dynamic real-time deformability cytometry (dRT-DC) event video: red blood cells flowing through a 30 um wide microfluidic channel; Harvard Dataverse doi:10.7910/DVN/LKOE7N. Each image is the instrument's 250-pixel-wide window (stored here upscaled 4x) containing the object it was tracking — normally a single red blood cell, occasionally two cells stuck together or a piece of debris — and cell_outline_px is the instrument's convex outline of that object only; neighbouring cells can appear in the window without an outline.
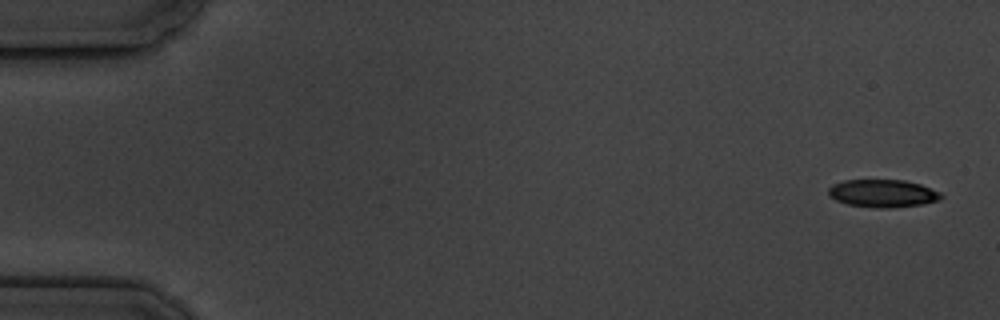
{"species": "common noctule bat (a hibernating species)", "species_latin": "Nyctalus noctula", "temperature_condition": "cold", "stored_images_in_passage": 6, "segment_of_instrument_passage": [1, 2], "camera_frame_rate_fps": 3000, "um_per_image_px": 0.085, "animal": {"sex": "male", "body_mass_g": 19.5, "forearm_length_mm": 54.6}, "frame": {"image": 1, "passage_image": 1, "time_ms": 0.0, "image_size_px": [1000, 320], "cell_outline_px": [[944, 196], [940, 200], [924, 204], [888, 208], [876, 208], [848, 204], [836, 200], [828, 196], [828, 188], [832, 184], [844, 180], [904, 180], [920, 184], [940, 192]], "centroid_in_image_um": [75.03, 16.44], "position_along_channel_um": 10.0, "area_um2": 18.32}}
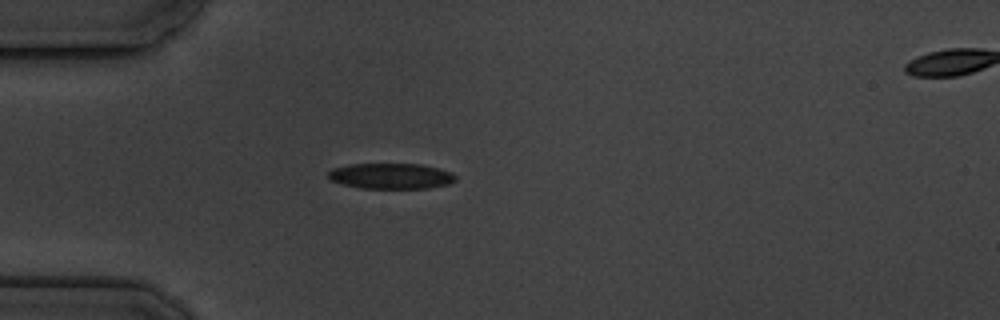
{"frame": {"image": 2, "passage_image": 5, "time_ms": 4.667, "image_size_px": [1000, 320], "cell_outline_px": [[456, 180], [448, 184], [428, 188], [360, 188], [344, 184], [332, 180], [328, 176], [328, 172], [332, 168], [348, 164], [420, 164], [440, 168], [452, 172], [456, 176]], "centroid_in_image_um": [33.26, 14.95], "position_along_channel_um": 51.7, "area_um2": 19.02}}